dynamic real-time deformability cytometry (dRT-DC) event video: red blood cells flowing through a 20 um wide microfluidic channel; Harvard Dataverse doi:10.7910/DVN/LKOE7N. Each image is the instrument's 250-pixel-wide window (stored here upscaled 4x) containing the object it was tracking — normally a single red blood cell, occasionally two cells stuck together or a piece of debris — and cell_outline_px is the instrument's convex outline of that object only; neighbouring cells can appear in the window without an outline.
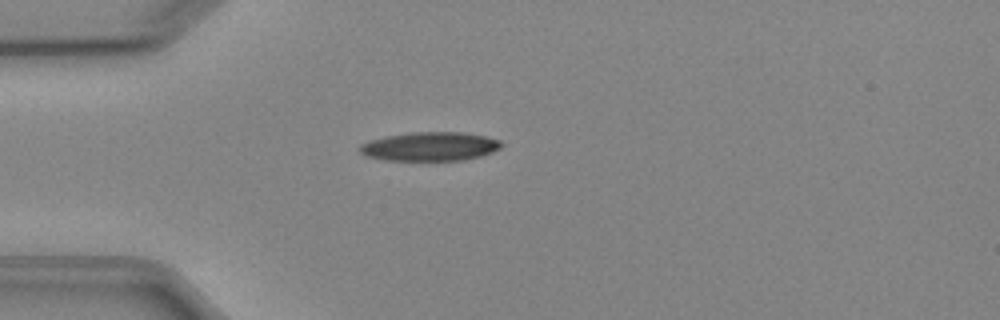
{"species": "Egyptian fruit bat (a non-hibernating species)", "species_latin": "Rousettus aegyptiacus", "temperature_condition": "cold", "stored_images_in_passage": 3, "camera_frame_rate_fps": 3000, "um_per_image_px": 0.085, "animal": {"sex": "female"}, "frame": {"image": 1, "passage_image": 3, "time_ms": 2.333, "image_size_px": [1000, 320], "cell_outline_px": [[504, 144], [500, 148], [492, 152], [480, 156], [464, 160], [384, 160], [368, 156], [360, 152], [360, 144], [372, 140], [388, 136], [412, 132], [464, 132], [484, 136], [500, 140]], "centroid_in_image_um": [36.59, 12.45], "position_along_channel_um": 48.4, "area_um2": 23.64}}